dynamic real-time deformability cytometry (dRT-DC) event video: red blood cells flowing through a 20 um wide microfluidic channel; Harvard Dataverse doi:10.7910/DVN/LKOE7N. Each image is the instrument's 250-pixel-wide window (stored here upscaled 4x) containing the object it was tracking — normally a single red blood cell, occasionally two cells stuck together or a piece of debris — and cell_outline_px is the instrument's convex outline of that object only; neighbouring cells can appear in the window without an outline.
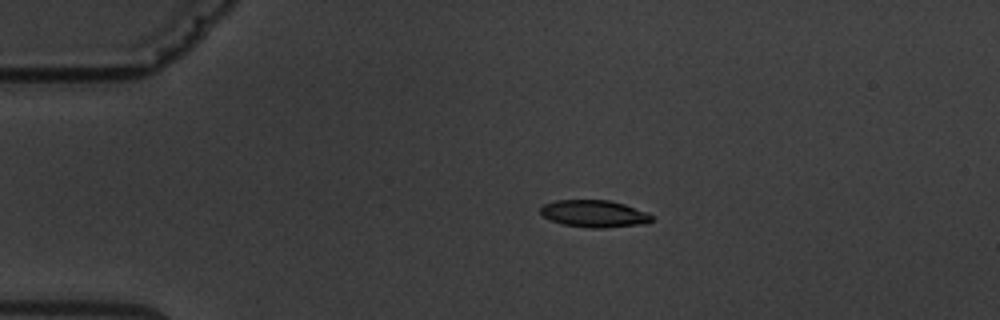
{"species": "common noctule bat (a hibernating species)", "species_latin": "Nyctalus noctula", "temperature_condition": "warm", "stored_images_in_passage": 6, "camera_frame_rate_fps": 3000, "um_per_image_px": 0.085, "animal": {"sex": "male", "body_mass_g": 19.5, "forearm_length_mm": 54.6}, "frame": {"image": 1, "passage_image": 4, "time_ms": 3.333, "image_size_px": [1000, 320], "cell_outline_px": [[652, 220], [648, 224], [604, 228], [592, 228], [564, 224], [552, 220], [544, 216], [540, 212], [540, 208], [544, 204], [556, 200], [608, 200], [624, 204], [648, 212], [652, 216]], "centroid_in_image_um": [50.55, 18.16], "position_along_channel_um": 34.4, "area_um2": 17.57}}
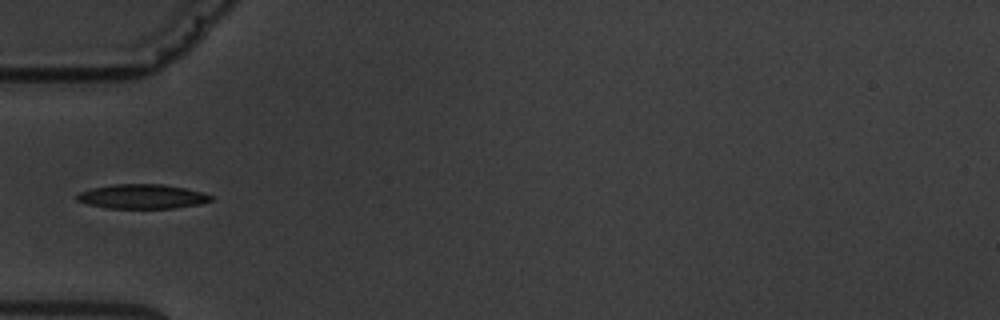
{"frame": {"image": 2, "passage_image": 6, "time_ms": 5.667, "image_size_px": [1000, 320], "cell_outline_px": [[212, 200], [200, 204], [172, 208], [108, 208], [88, 204], [76, 200], [76, 196], [80, 192], [92, 188], [112, 184], [164, 184], [184, 188], [200, 192], [212, 196]], "centroid_in_image_um": [12.06, 16.7], "position_along_channel_um": 72.9, "area_um2": 18.9}}